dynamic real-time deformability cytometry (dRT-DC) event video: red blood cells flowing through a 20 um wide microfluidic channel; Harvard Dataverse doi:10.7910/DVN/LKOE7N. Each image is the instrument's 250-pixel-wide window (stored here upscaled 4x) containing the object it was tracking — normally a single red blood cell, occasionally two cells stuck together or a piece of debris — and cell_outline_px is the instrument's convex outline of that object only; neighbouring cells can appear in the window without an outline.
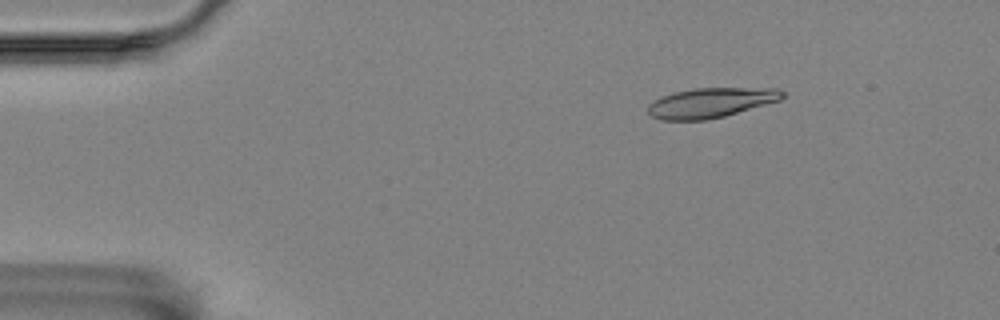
{"species": "Egyptian fruit bat (a non-hibernating species)", "species_latin": "Rousettus aegyptiacus", "temperature_condition": "room temperature", "stored_images_in_passage": 52, "camera_frame_rate_fps": 3000, "um_per_image_px": 0.085, "animal": {"sex": "female"}, "frame": {"image": 1, "passage_image": 4, "time_ms": 1.0, "image_size_px": [1000, 320], "cell_outline_px": [[784, 96], [780, 100], [724, 116], [708, 120], [660, 120], [652, 116], [648, 112], [648, 104], [660, 96], [676, 92], [696, 88], [776, 88], [784, 92]], "centroid_in_image_um": [60.39, 8.73], "position_along_channel_um": 24.6, "area_um2": 23.29}}
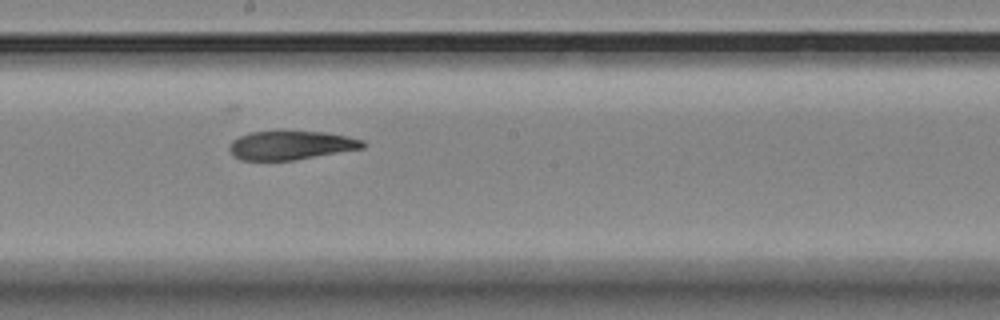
{"frame": {"image": 2, "passage_image": 27, "time_ms": 8.667, "image_size_px": [1000, 320], "cell_outline_px": [[368, 144], [364, 148], [292, 160], [240, 160], [232, 156], [228, 148], [232, 140], [240, 136], [252, 132], [280, 128], [324, 132], [348, 136], [364, 140]], "centroid_in_image_um": [24.71, 12.3], "position_along_channel_um": 223.5, "area_um2": 23.29}}
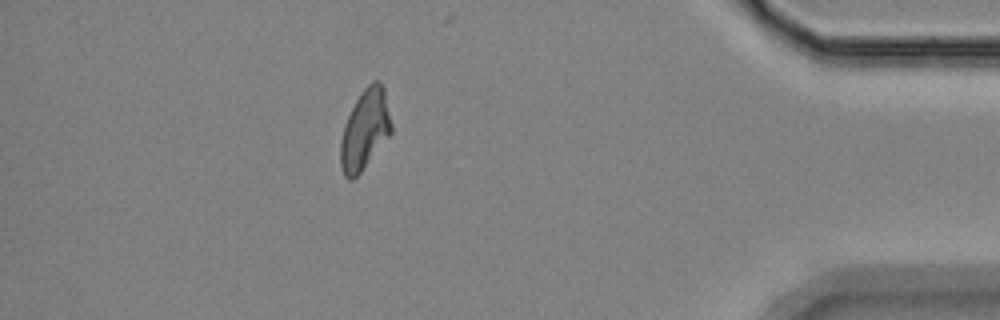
{"frame": {"image": 3, "passage_image": 46, "time_ms": 15.0, "image_size_px": [1000, 320], "cell_outline_px": [[392, 132], [360, 172], [352, 180], [348, 180], [344, 176], [340, 164], [340, 140], [344, 124], [360, 92], [372, 80], [380, 80], [384, 88], [392, 124]], "centroid_in_image_um": [31.01, 11.0], "position_along_channel_um": 404.2, "area_um2": 23.64}, "authors_computed_cell_mechanics": {"area_um2": 23.409, "velocity_mm_per_s": 3.5107, "shape_relaxation_time_tau1_ms": null, "shape_relaxation_time_tau2_ms": 4.561, "deformation_change_tau1": null, "deformation_change_tau2": 0.1158}}